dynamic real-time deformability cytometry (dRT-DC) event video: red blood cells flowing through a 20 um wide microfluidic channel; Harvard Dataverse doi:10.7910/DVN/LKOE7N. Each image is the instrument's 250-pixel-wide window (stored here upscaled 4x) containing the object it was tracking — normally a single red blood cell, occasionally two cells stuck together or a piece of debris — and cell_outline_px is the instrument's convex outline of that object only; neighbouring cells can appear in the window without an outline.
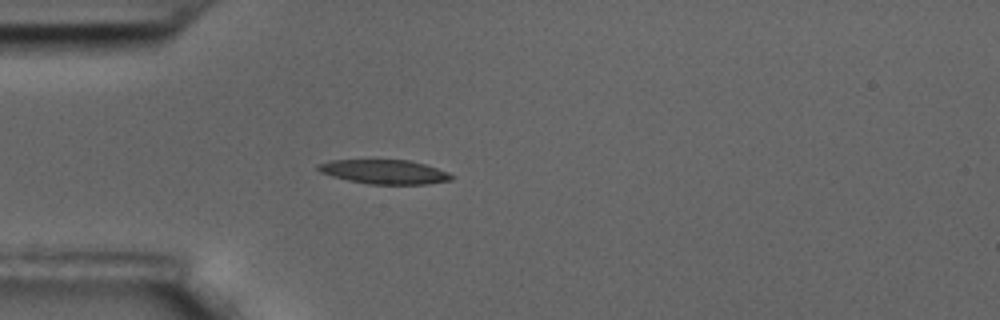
{"species": "common noctule bat (a hibernating species)", "species_latin": "Nyctalus noctula", "temperature_condition": "room temperature", "stored_images_in_passage": 43, "camera_frame_rate_fps": 3000, "um_per_image_px": 0.085, "animal": {"sex": "male", "body_mass_g": 17.5, "forearm_length_mm": 52.3}, "frame": {"image": 1, "passage_image": 1, "time_ms": 0.0, "image_size_px": [1000, 320], "cell_outline_px": [[452, 180], [428, 184], [368, 184], [348, 180], [332, 176], [320, 172], [316, 168], [316, 164], [328, 160], [412, 160], [448, 172], [452, 176]], "centroid_in_image_um": [32.64, 14.6], "position_along_channel_um": 52.4, "area_um2": 18.84}}
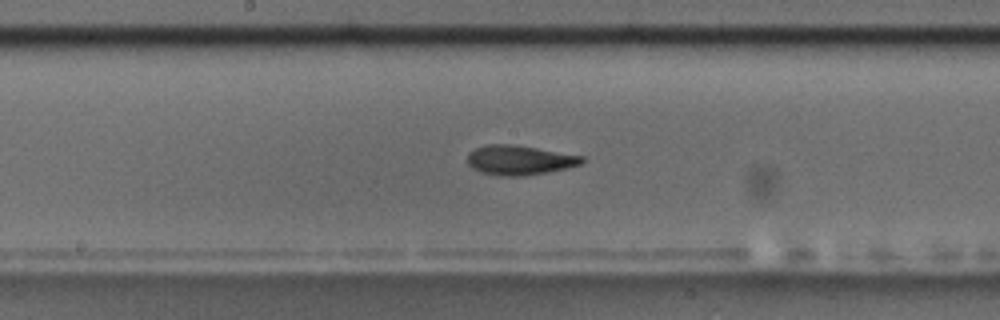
{"frame": {"image": 2, "passage_image": 15, "time_ms": 4.667, "image_size_px": [1000, 320], "cell_outline_px": [[584, 160], [580, 164], [568, 168], [548, 172], [524, 176], [500, 176], [480, 172], [472, 168], [468, 164], [468, 152], [484, 144], [512, 144], [584, 156]], "centroid_in_image_um": [44.13, 13.61], "position_along_channel_um": 204.1, "area_um2": 19.83}}
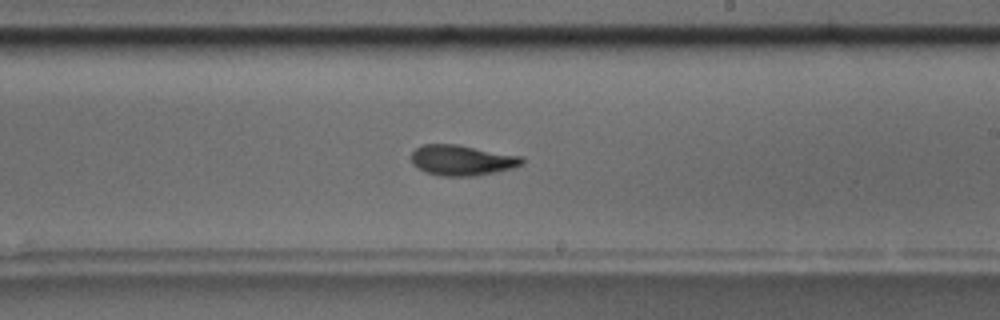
{"frame": {"image": 3, "passage_image": 19, "time_ms": 6.0, "image_size_px": [1000, 320], "cell_outline_px": [[524, 164], [512, 168], [496, 172], [476, 176], [444, 176], [424, 172], [416, 168], [412, 164], [412, 152], [420, 144], [456, 144], [524, 156]], "centroid_in_image_um": [39.28, 13.62], "position_along_channel_um": 249.7, "area_um2": 19.94}, "authors_computed_cell_mechanics": {"area_um2": 19.363, "velocity_mm_per_s": 3.4498, "shape_relaxation_time_tau1_ms": 5.0095, "shape_relaxation_time_tau2_ms": 3.5814, "deformation_change_tau1": 0.1723, "deformation_change_tau2": 0.1186}}